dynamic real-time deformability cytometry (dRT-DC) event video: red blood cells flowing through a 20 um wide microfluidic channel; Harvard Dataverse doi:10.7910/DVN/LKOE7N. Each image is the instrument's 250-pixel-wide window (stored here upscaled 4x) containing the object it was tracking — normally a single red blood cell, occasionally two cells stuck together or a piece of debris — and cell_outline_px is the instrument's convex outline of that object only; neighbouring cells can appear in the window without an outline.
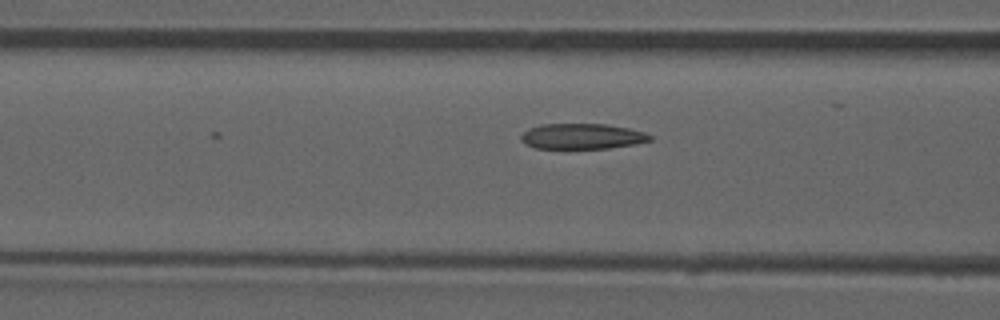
{"species": "common noctule bat (a hibernating species)", "species_latin": "Nyctalus noctula", "temperature_condition": "room temperature", "stored_images_in_passage": 4, "camera_frame_rate_fps": 3000, "um_per_image_px": 0.085, "animal": {"sex": "male", "forearm_length_mm": 52.5}, "frame": {"image": 1, "passage_image": 4, "time_ms": 1.0, "image_size_px": [1000, 320], "cell_outline_px": [[652, 140], [636, 144], [608, 148], [536, 148], [524, 144], [520, 140], [520, 136], [528, 128], [540, 124], [608, 124], [628, 128], [644, 132], [652, 136]], "centroid_in_image_um": [49.46, 11.58], "position_along_channel_um": 117.1, "area_um2": 19.25}}